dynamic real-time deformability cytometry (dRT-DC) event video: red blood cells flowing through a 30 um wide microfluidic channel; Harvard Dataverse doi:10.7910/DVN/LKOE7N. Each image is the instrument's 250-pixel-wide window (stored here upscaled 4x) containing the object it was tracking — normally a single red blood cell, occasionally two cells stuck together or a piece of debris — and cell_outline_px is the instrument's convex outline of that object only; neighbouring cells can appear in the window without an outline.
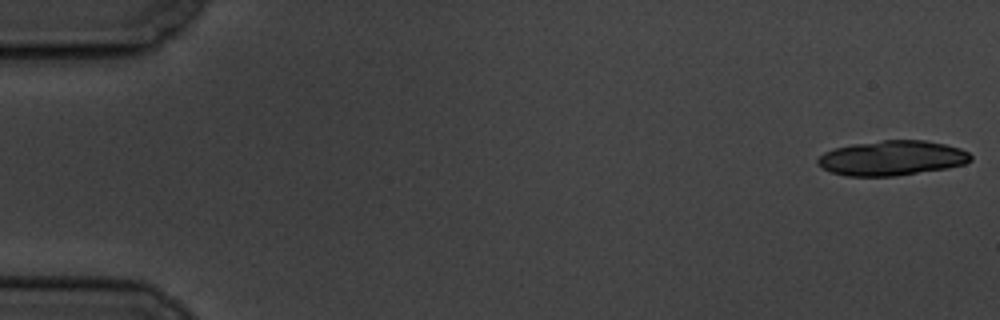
{"species": "common noctule bat (a hibernating species)", "species_latin": "Nyctalus noctula", "temperature_condition": "cold", "stored_images_in_passage": 24, "segment_of_instrument_passage": [1, 2], "camera_frame_rate_fps": 3000, "um_per_image_px": 0.085, "animal": {"sex": "male", "body_mass_g": 19.5, "forearm_length_mm": 54.6}, "frame": {"image": 1, "passage_image": 1, "time_ms": 0.0, "image_size_px": [1000, 320], "cell_outline_px": [[972, 160], [964, 164], [948, 168], [896, 176], [848, 176], [832, 172], [816, 164], [816, 160], [824, 152], [836, 148], [852, 144], [884, 140], [924, 140], [944, 144], [960, 148], [968, 152], [972, 156]], "centroid_in_image_um": [75.83, 13.44], "position_along_channel_um": 9.2, "area_um2": 31.04}}